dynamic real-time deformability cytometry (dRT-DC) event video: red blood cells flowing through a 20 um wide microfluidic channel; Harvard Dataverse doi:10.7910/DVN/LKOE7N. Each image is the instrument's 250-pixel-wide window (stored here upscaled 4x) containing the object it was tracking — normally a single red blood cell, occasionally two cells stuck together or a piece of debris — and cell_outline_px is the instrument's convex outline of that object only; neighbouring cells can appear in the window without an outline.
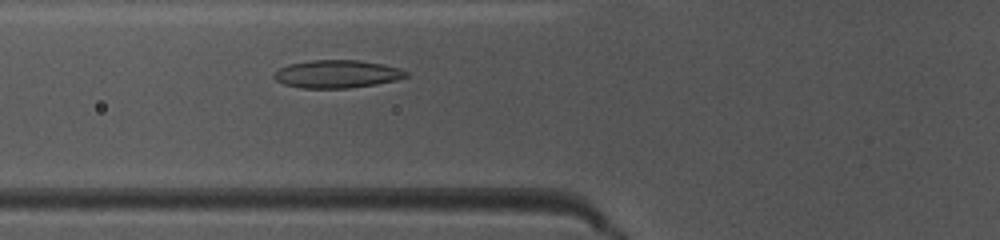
{"species": "common noctule bat (a hibernating species)", "species_latin": "Nyctalus noctula", "temperature_condition": "warm", "stored_images_in_passage": 35, "camera_frame_rate_fps": 3000, "um_per_image_px": 0.085, "animal": {"sex": "female", "body_mass_g": 10.0, "forearm_length_mm": 53.1}, "frame": {"image": 1, "passage_image": 11, "time_ms": 3.333, "image_size_px": [1000, 240], "cell_outline_px": [[408, 76], [396, 80], [376, 84], [348, 88], [304, 88], [284, 84], [276, 80], [272, 76], [280, 68], [288, 64], [308, 60], [360, 60], [380, 64], [396, 68], [408, 72]], "centroid_in_image_um": [28.61, 6.29], "position_along_channel_um": 97.2, "area_um2": 21.27}}
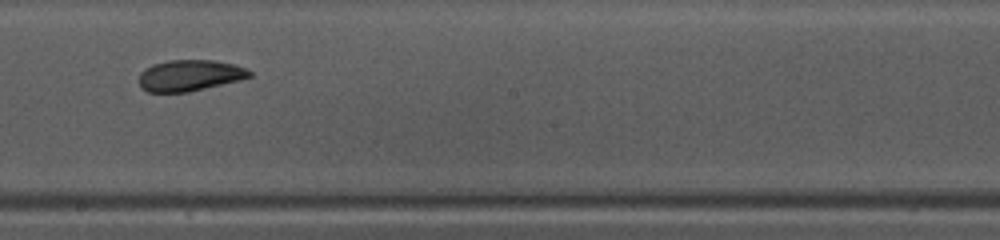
{"frame": {"image": 2, "passage_image": 21, "time_ms": 6.667, "image_size_px": [1000, 240], "cell_outline_px": [[252, 76], [240, 80], [188, 92], [148, 92], [140, 88], [140, 72], [144, 68], [152, 64], [168, 60], [216, 60], [232, 64], [244, 68], [252, 72]], "centroid_in_image_um": [16.1, 6.41], "position_along_channel_um": 232.1, "area_um2": 20.11}}
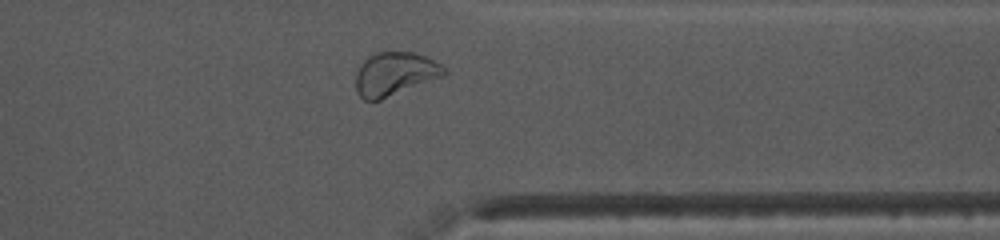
{"frame": {"image": 3, "passage_image": 32, "time_ms": 10.333, "image_size_px": [1000, 240], "cell_outline_px": [[448, 72], [444, 76], [380, 100], [364, 100], [356, 92], [356, 72], [360, 64], [368, 56], [376, 52], [416, 52], [440, 64]], "centroid_in_image_um": [33.54, 6.28], "position_along_channel_um": 377.9, "area_um2": 22.37}, "authors_computed_cell_mechanics": {"area_um2": 20.6346, "velocity_mm_per_s": 4.0345, "shape_relaxation_time_tau1_ms": 5.5703, "shape_relaxation_time_tau2_ms": 1.416, "deformation_change_tau1": 0.1547, "deformation_change_tau2": 0.0489}}